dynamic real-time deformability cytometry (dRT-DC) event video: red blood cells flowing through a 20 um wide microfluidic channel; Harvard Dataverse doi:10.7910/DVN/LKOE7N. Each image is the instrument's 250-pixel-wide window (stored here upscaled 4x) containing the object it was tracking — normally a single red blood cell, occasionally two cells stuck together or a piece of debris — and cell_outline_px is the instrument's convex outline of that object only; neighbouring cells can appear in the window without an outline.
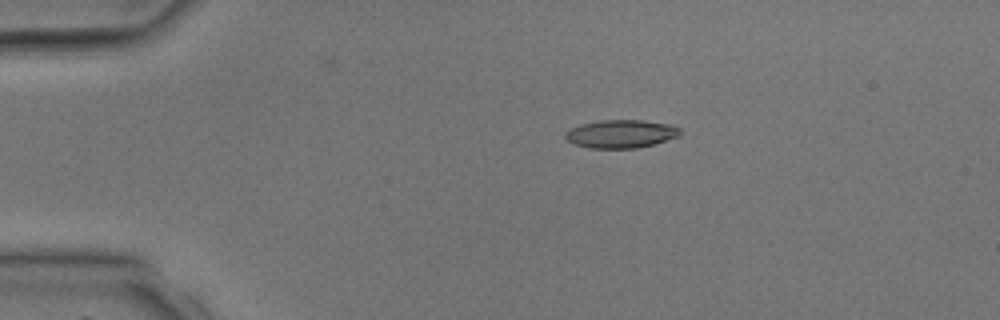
{"species": "common noctule bat (a hibernating species)", "species_latin": "Nyctalus noctula", "temperature_condition": "room temperature", "stored_images_in_passage": 4, "camera_frame_rate_fps": 3000, "um_per_image_px": 0.085, "animal": {"sex": "male", "body_mass_g": 17.9, "forearm_length_mm": 54.2}, "frame": {"image": 1, "passage_image": 3, "time_ms": 2.333, "image_size_px": [1000, 320], "cell_outline_px": [[680, 136], [652, 144], [636, 148], [592, 148], [576, 144], [568, 140], [564, 136], [572, 128], [580, 124], [600, 120], [644, 120], [676, 124], [680, 128]], "centroid_in_image_um": [52.86, 11.36], "position_along_channel_um": 32.1, "area_um2": 18.79}}